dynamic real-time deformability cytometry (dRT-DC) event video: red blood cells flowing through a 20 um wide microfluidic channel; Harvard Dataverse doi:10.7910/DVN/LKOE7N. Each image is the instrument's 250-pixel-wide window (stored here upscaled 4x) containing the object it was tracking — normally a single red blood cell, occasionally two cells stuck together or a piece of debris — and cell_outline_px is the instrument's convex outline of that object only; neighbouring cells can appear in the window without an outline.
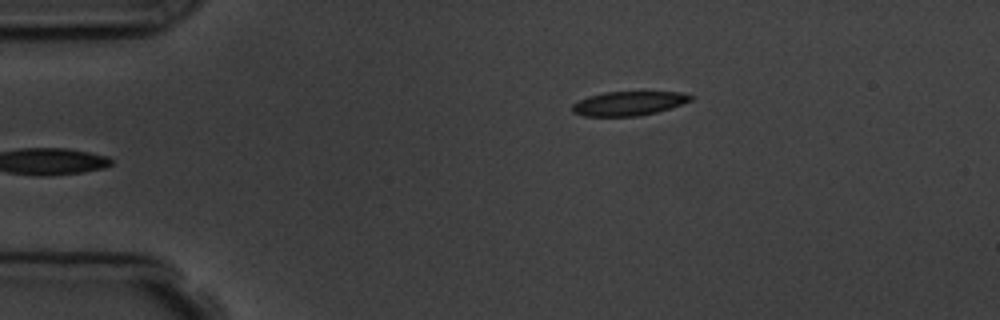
{"species": "common noctule bat (a hibernating species)", "species_latin": "Nyctalus noctula", "temperature_condition": "room temperature", "stored_images_in_passage": 4, "camera_frame_rate_fps": 3000, "um_per_image_px": 0.085, "animal": {"sex": "male", "body_mass_g": 19.5, "forearm_length_mm": 54.6}, "frame": {"image": 1, "passage_image": 4, "time_ms": 3.333, "image_size_px": [1000, 320], "cell_outline_px": [[696, 96], [692, 100], [656, 112], [636, 116], [584, 116], [572, 112], [572, 104], [588, 96], [604, 92], [680, 92]], "centroid_in_image_um": [53.42, 8.78], "position_along_channel_um": 31.6, "area_um2": 16.53}}